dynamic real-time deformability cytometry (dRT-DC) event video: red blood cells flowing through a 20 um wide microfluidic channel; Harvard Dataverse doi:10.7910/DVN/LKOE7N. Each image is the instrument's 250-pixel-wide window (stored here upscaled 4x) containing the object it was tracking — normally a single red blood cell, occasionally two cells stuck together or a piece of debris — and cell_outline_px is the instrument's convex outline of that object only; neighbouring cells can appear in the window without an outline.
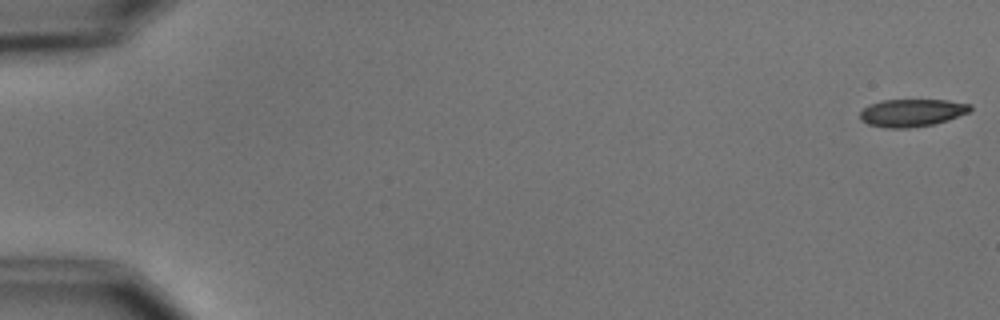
{"species": "common noctule bat (a hibernating species)", "species_latin": "Nyctalus noctula", "temperature_condition": "cold", "stored_images_in_passage": 55, "camera_frame_rate_fps": 3000, "um_per_image_px": 0.085, "animal": {"sex": "male", "body_mass_g": 15.6}, "frame": {"image": 1, "passage_image": 1, "time_ms": 0.0, "image_size_px": [1000, 320], "cell_outline_px": [[972, 108], [968, 112], [948, 120], [932, 124], [908, 128], [888, 128], [868, 124], [860, 120], [860, 112], [868, 104], [880, 100], [948, 100], [972, 104]], "centroid_in_image_um": [77.49, 9.57], "position_along_channel_um": 7.5, "area_um2": 17.74}}
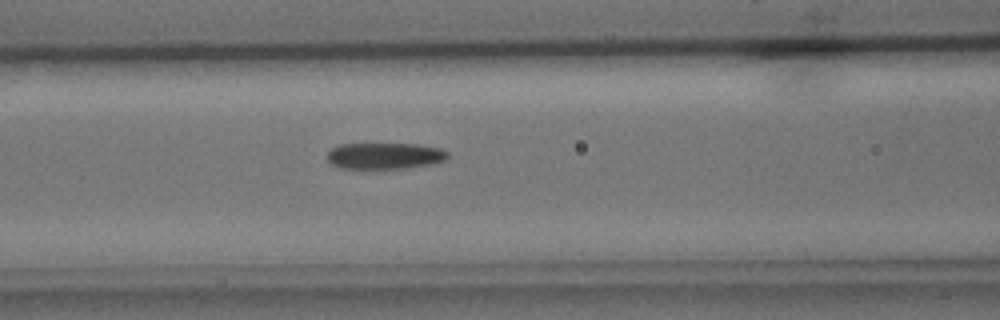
{"frame": {"image": 2, "passage_image": 24, "time_ms": 7.667, "image_size_px": [1000, 320], "cell_outline_px": [[448, 156], [444, 160], [436, 164], [408, 168], [340, 168], [332, 164], [328, 160], [328, 152], [332, 148], [340, 144], [420, 144], [440, 148], [448, 152]], "centroid_in_image_um": [32.75, 13.25], "position_along_channel_um": 133.9, "area_um2": 18.55}}
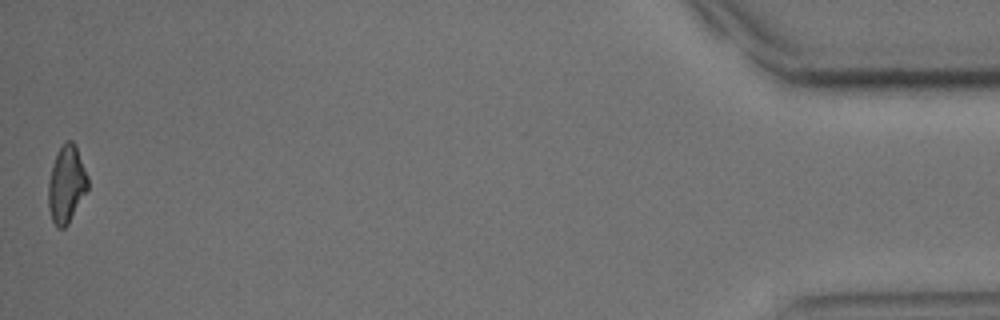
{"frame": {"image": 3, "passage_image": 55, "time_ms": 18.0, "image_size_px": [1000, 320], "cell_outline_px": [[88, 188], [68, 224], [64, 228], [56, 228], [52, 220], [48, 208], [48, 180], [52, 164], [56, 152], [64, 140], [72, 140], [76, 144], [88, 176]], "centroid_in_image_um": [5.63, 15.62], "position_along_channel_um": 429.6, "area_um2": 18.09}, "authors_computed_cell_mechanics": {"area_um2": 18.785, "velocity_mm_per_s": 3.6882, "shape_relaxation_time_tau1_ms": 3.9685, "shape_relaxation_time_tau2_ms": 10.4775, "deformation_change_tau1": 0.1333, "deformation_change_tau2": 0.2141}}